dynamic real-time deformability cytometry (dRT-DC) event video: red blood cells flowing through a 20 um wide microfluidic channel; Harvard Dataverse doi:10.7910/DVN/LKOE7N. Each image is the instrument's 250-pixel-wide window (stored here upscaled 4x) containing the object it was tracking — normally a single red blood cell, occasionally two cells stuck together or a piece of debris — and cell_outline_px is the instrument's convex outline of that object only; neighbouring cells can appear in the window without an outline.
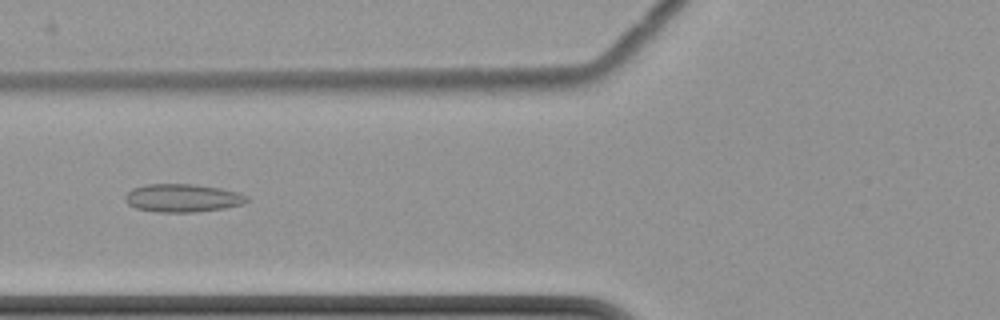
{"species": "common noctule bat (a hibernating species)", "species_latin": "Nyctalus noctula", "temperature_condition": "cold", "stored_images_in_passage": 12, "camera_frame_rate_fps": 3000, "um_per_image_px": 0.085, "animal": {"sex": "female", "body_mass_g": 22.7, "forearm_length_mm": 54.2}, "frame": {"image": 1, "passage_image": 7, "time_ms": 8.333, "image_size_px": [1000, 320], "cell_outline_px": [[248, 200], [240, 204], [224, 208], [196, 212], [160, 212], [136, 208], [128, 204], [124, 200], [124, 196], [132, 188], [144, 184], [196, 184], [220, 188], [236, 192], [248, 196]], "centroid_in_image_um": [15.47, 16.82], "position_along_channel_um": 110.3, "area_um2": 19.88}}
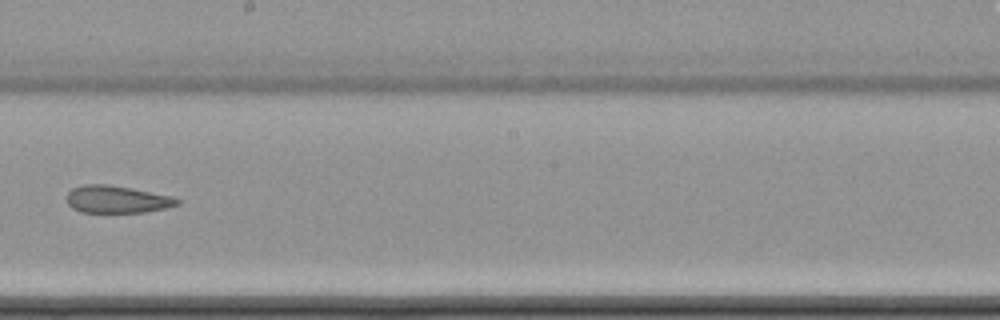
{"frame": {"image": 2, "passage_image": 10, "time_ms": 12.0, "image_size_px": [1000, 320], "cell_outline_px": [[180, 204], [168, 208], [144, 212], [80, 212], [72, 208], [68, 204], [68, 192], [72, 188], [84, 184], [108, 184], [132, 188], [172, 196], [180, 200]], "centroid_in_image_um": [9.96, 16.94], "position_along_channel_um": 238.2, "area_um2": 17.69}}
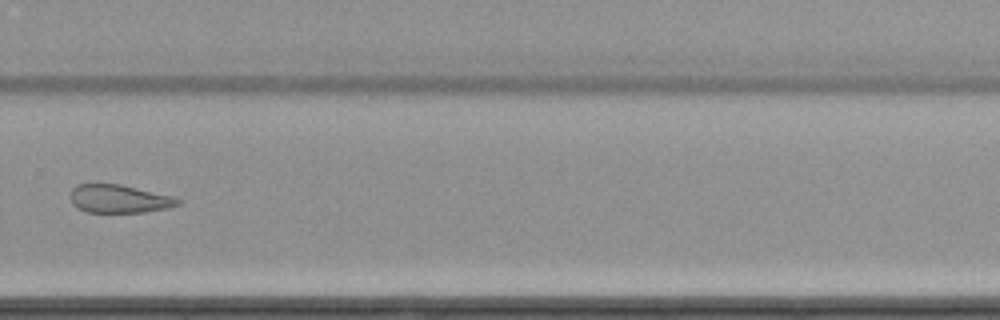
{"frame": {"image": 3, "passage_image": 12, "time_ms": 14.333, "image_size_px": [1000, 320], "cell_outline_px": [[184, 200], [180, 204], [168, 208], [144, 212], [88, 212], [76, 208], [72, 204], [72, 188], [76, 184], [96, 180], [120, 184], [172, 196]], "centroid_in_image_um": [10.09, 16.85], "position_along_channel_um": 319.7, "area_um2": 18.26}}